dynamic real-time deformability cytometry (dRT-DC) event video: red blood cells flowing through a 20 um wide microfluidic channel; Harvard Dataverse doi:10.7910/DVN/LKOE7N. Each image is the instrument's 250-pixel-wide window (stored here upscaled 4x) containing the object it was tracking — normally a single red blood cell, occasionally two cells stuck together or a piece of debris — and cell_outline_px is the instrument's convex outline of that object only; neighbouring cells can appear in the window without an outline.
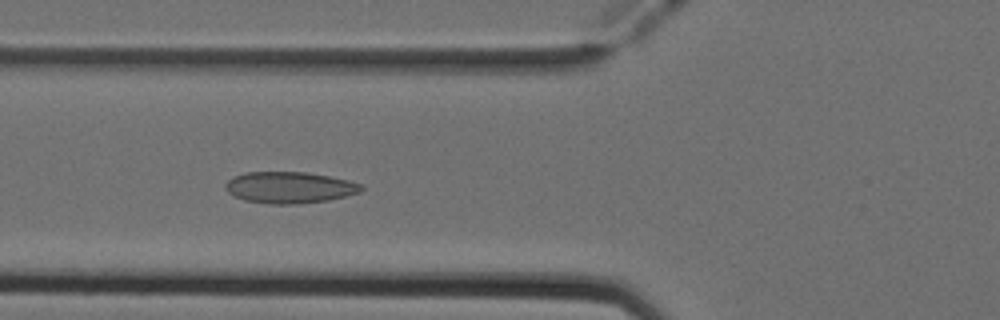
{"species": "Egyptian fruit bat (a non-hibernating species)", "species_latin": "Rousettus aegyptiacus", "temperature_condition": "cold", "stored_images_in_passage": 44, "camera_frame_rate_fps": 3000, "um_per_image_px": 0.085, "animal": {"sex": "female"}, "frame": {"image": 1, "passage_image": 16, "time_ms": 5.0, "image_size_px": [1000, 320], "cell_outline_px": [[364, 188], [360, 192], [348, 196], [328, 200], [296, 204], [268, 204], [244, 200], [228, 192], [224, 188], [224, 184], [232, 176], [244, 172], [308, 172], [348, 180], [360, 184]], "centroid_in_image_um": [24.59, 15.93], "position_along_channel_um": 101.2, "area_um2": 25.03}}
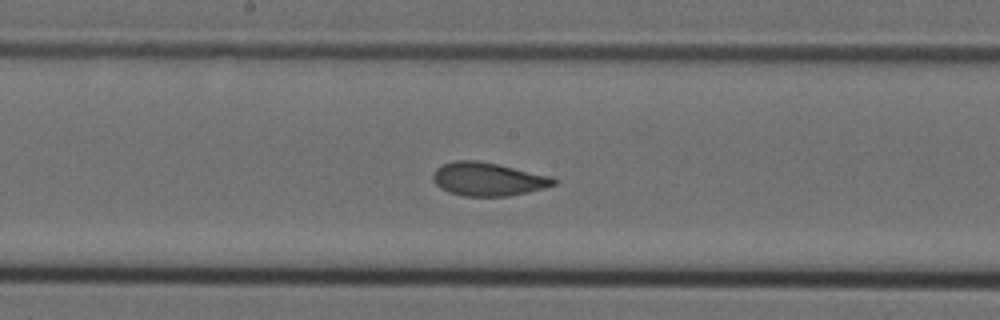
{"frame": {"image": 2, "passage_image": 24, "time_ms": 7.667, "image_size_px": [1000, 320], "cell_outline_px": [[556, 184], [544, 188], [508, 196], [464, 196], [448, 192], [440, 188], [432, 180], [432, 176], [436, 168], [440, 164], [452, 160], [476, 160], [496, 164], [552, 176], [556, 180]], "centroid_in_image_um": [41.43, 15.22], "position_along_channel_um": 206.8, "area_um2": 23.52}}
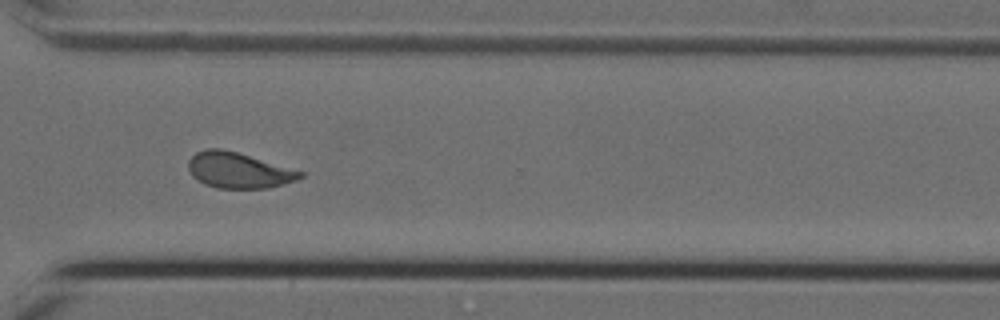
{"frame": {"image": 3, "passage_image": 35, "time_ms": 11.333, "image_size_px": [1000, 320], "cell_outline_px": [[304, 176], [296, 180], [284, 184], [268, 188], [216, 188], [204, 184], [192, 176], [188, 168], [188, 160], [196, 152], [208, 148], [220, 148], [236, 152], [304, 172]], "centroid_in_image_um": [20.25, 14.48], "position_along_channel_um": 350.4, "area_um2": 23.12}, "authors_computed_cell_mechanics": {"area_um2": 23.5824, "velocity_mm_per_s": 3.931, "shape_relaxation_time_tau1_ms": 7.2242, "shape_relaxation_time_tau2_ms": 1.5303, "deformation_change_tau1": 0.1481, "deformation_change_tau2": 0.0666}}